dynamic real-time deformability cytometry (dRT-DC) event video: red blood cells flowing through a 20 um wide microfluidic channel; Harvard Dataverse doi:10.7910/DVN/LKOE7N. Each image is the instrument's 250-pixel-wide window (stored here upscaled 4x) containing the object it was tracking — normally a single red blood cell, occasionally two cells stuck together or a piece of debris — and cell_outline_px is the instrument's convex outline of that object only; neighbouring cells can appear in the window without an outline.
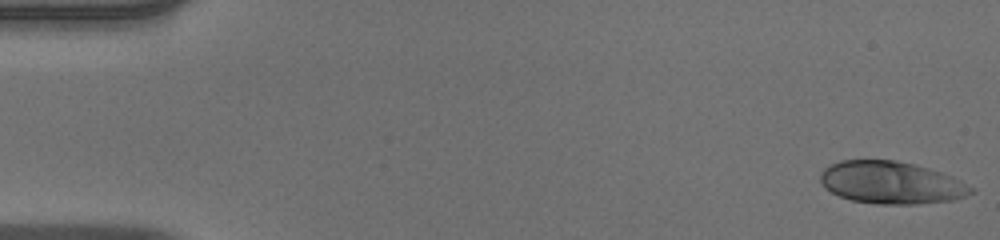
{"species": "human", "species_latin": "Homo sapiens", "temperature_condition": "warm", "stored_images_in_passage": 51, "camera_frame_rate_fps": 3000, "um_per_image_px": 0.085, "donor": {"sex": "male"}, "frame": {"image": 1, "passage_image": 1, "time_ms": 0.0, "image_size_px": [1000, 240], "cell_outline_px": [[976, 192], [952, 200], [916, 204], [876, 204], [852, 200], [840, 196], [824, 188], [820, 180], [820, 172], [824, 168], [840, 160], [896, 160], [916, 164], [952, 176], [960, 180], [972, 188]], "centroid_in_image_um": [75.74, 15.52], "position_along_channel_um": 9.3, "area_um2": 37.22}}
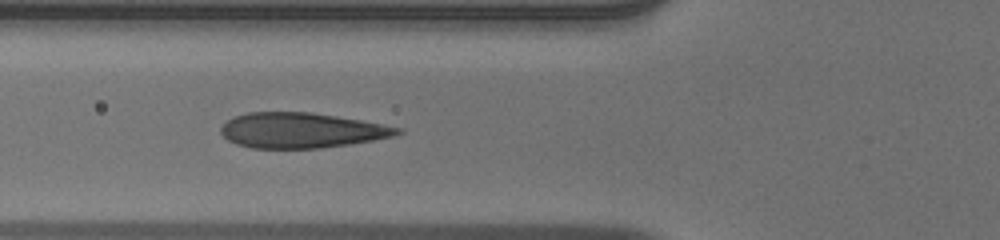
{"frame": {"image": 2, "passage_image": 19, "time_ms": 6.0, "image_size_px": [1000, 240], "cell_outline_px": [[404, 132], [396, 136], [352, 144], [320, 148], [252, 148], [236, 144], [228, 140], [220, 132], [220, 128], [232, 116], [248, 112], [312, 112], [360, 120], [404, 128]], "centroid_in_image_um": [25.65, 11.08], "position_along_channel_um": 100.2, "area_um2": 36.47}}
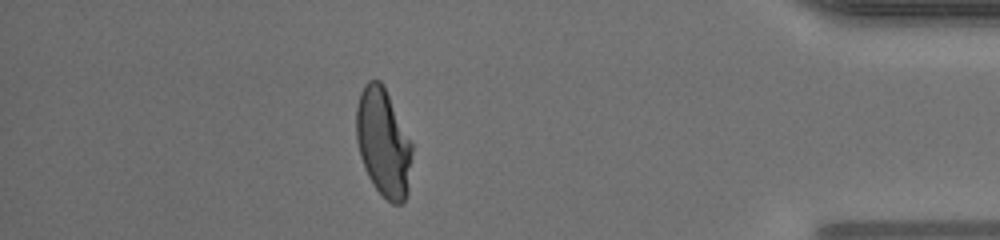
{"frame": {"image": 3, "passage_image": 45, "time_ms": 14.667, "image_size_px": [1000, 240], "cell_outline_px": [[412, 152], [408, 192], [404, 200], [400, 204], [392, 204], [372, 184], [368, 176], [360, 156], [356, 140], [356, 108], [360, 92], [364, 84], [368, 80], [380, 80], [384, 84], [412, 144]], "centroid_in_image_um": [32.57, 12.09], "position_along_channel_um": 402.6, "area_um2": 35.2}, "authors_computed_cell_mechanics": {"area_um2": 36.4718, "velocity_mm_per_s": 3.9583, "shape_relaxation_time_tau1_ms": 9.1039, "shape_relaxation_time_tau2_ms": null, "deformation_change_tau1": 0.323, "deformation_change_tau2": null}}